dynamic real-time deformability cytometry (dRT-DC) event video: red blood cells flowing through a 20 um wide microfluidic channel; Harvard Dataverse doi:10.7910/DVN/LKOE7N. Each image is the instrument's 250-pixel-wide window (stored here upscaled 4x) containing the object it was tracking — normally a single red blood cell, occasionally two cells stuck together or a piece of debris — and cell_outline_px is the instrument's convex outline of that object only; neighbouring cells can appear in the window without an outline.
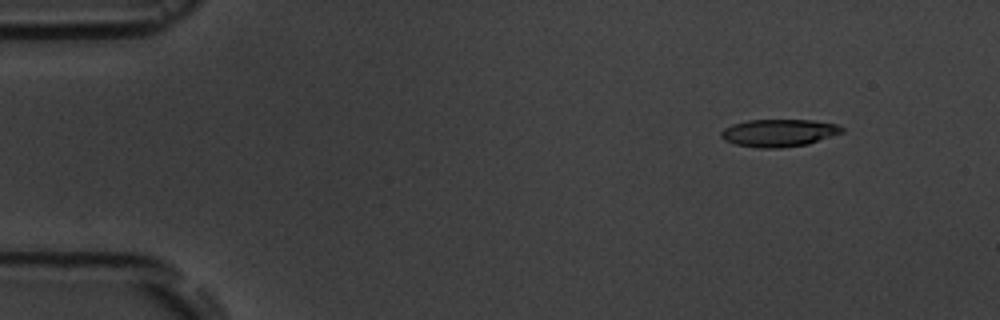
{"species": "common noctule bat (a hibernating species)", "species_latin": "Nyctalus noctula", "temperature_condition": "room temperature", "stored_images_in_passage": 5, "camera_frame_rate_fps": 3000, "um_per_image_px": 0.085, "animal": {"sex": "male", "body_mass_g": 19.5, "forearm_length_mm": 54.6}, "frame": {"image": 1, "passage_image": 2, "time_ms": 1.0, "image_size_px": [1000, 320], "cell_outline_px": [[844, 132], [808, 144], [780, 148], [764, 148], [736, 144], [724, 140], [720, 136], [720, 132], [724, 128], [732, 124], [748, 120], [812, 120], [836, 124], [844, 128]], "centroid_in_image_um": [66.2, 11.29], "position_along_channel_um": 18.8, "area_um2": 19.31}}